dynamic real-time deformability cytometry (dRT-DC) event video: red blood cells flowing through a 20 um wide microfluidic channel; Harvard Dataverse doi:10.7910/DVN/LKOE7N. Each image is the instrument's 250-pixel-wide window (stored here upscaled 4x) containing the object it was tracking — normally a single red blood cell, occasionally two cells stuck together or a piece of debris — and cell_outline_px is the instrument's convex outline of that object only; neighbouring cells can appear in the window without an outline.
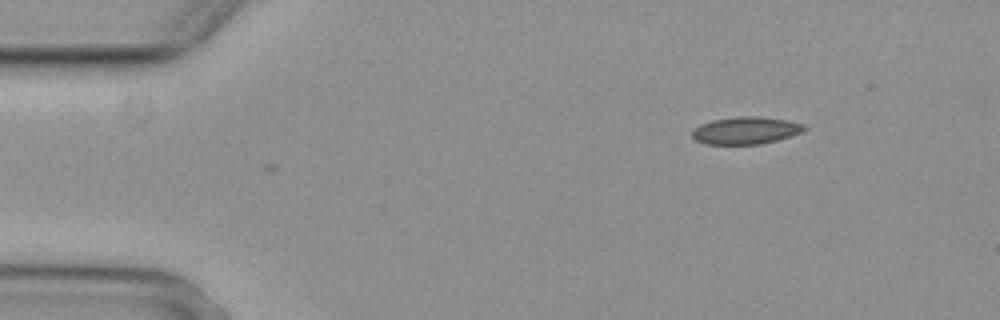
{"species": "common noctule bat (a hibernating species)", "species_latin": "Nyctalus noctula", "temperature_condition": "cold", "stored_images_in_passage": 2, "camera_frame_rate_fps": 3000, "um_per_image_px": 0.085, "animal": {"sex": "female", "body_mass_g": 29.2, "forearm_length_mm": 56.3}, "frame": {"image": 1, "passage_image": 2, "time_ms": 0.333, "image_size_px": [1000, 320], "cell_outline_px": [[808, 128], [800, 132], [776, 140], [760, 144], [704, 144], [696, 140], [692, 136], [692, 132], [700, 124], [712, 120], [736, 116], [756, 116], [784, 120], [804, 124]], "centroid_in_image_um": [63.35, 11.09], "position_along_channel_um": 21.6, "area_um2": 17.63}}